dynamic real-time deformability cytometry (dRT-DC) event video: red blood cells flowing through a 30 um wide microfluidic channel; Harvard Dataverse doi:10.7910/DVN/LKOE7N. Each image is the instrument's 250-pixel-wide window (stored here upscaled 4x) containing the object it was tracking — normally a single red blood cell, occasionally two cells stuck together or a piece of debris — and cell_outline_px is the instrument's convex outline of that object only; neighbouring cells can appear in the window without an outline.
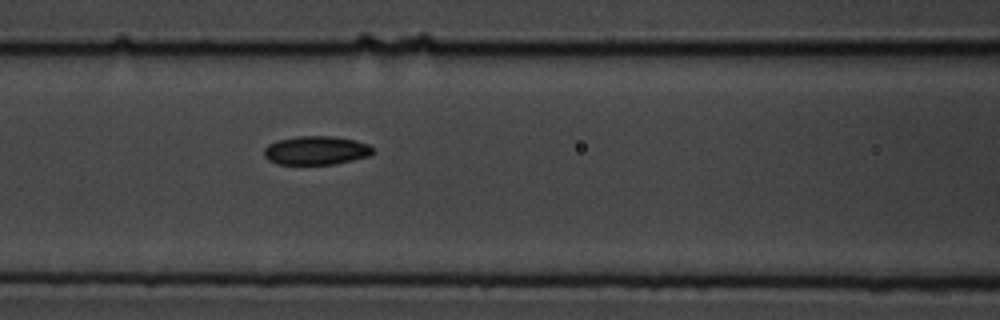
{"species": "common noctule bat (a hibernating species)", "species_latin": "Nyctalus noctula", "temperature_condition": "cold", "stored_images_in_passage": 4, "segment_of_instrument_passage": [1, 2], "camera_frame_rate_fps": 3000, "um_per_image_px": 0.085, "animal": {"sex": "male", "body_mass_g": 19.5, "forearm_length_mm": 54.6}, "frame": {"image": 1, "passage_image": 3, "time_ms": 2.0, "image_size_px": [1000, 320], "cell_outline_px": [[376, 152], [368, 156], [336, 164], [276, 164], [268, 160], [264, 156], [264, 148], [268, 144], [276, 140], [296, 136], [332, 136], [352, 140], [368, 144]], "centroid_in_image_um": [26.83, 12.79], "position_along_channel_um": 139.8, "area_um2": 18.26}}